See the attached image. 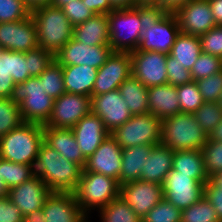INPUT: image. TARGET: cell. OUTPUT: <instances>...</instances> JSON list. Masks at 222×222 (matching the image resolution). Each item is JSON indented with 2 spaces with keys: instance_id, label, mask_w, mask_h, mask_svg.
<instances>
[{
  "instance_id": "obj_16",
  "label": "cell",
  "mask_w": 222,
  "mask_h": 222,
  "mask_svg": "<svg viewBox=\"0 0 222 222\" xmlns=\"http://www.w3.org/2000/svg\"><path fill=\"white\" fill-rule=\"evenodd\" d=\"M91 112L103 121L110 133L132 117L119 89L91 96Z\"/></svg>"
},
{
  "instance_id": "obj_63",
  "label": "cell",
  "mask_w": 222,
  "mask_h": 222,
  "mask_svg": "<svg viewBox=\"0 0 222 222\" xmlns=\"http://www.w3.org/2000/svg\"><path fill=\"white\" fill-rule=\"evenodd\" d=\"M218 104L220 105V107H221V109H222V94L220 95V98H219Z\"/></svg>"
},
{
  "instance_id": "obj_44",
  "label": "cell",
  "mask_w": 222,
  "mask_h": 222,
  "mask_svg": "<svg viewBox=\"0 0 222 222\" xmlns=\"http://www.w3.org/2000/svg\"><path fill=\"white\" fill-rule=\"evenodd\" d=\"M195 82L198 85L204 102L218 103L222 94V70Z\"/></svg>"
},
{
  "instance_id": "obj_17",
  "label": "cell",
  "mask_w": 222,
  "mask_h": 222,
  "mask_svg": "<svg viewBox=\"0 0 222 222\" xmlns=\"http://www.w3.org/2000/svg\"><path fill=\"white\" fill-rule=\"evenodd\" d=\"M0 46L4 50L27 52L38 47L37 30L34 19L0 23Z\"/></svg>"
},
{
  "instance_id": "obj_14",
  "label": "cell",
  "mask_w": 222,
  "mask_h": 222,
  "mask_svg": "<svg viewBox=\"0 0 222 222\" xmlns=\"http://www.w3.org/2000/svg\"><path fill=\"white\" fill-rule=\"evenodd\" d=\"M111 46H88L73 38L63 46L57 54L55 60L61 66L87 65L99 69L111 55Z\"/></svg>"
},
{
  "instance_id": "obj_52",
  "label": "cell",
  "mask_w": 222,
  "mask_h": 222,
  "mask_svg": "<svg viewBox=\"0 0 222 222\" xmlns=\"http://www.w3.org/2000/svg\"><path fill=\"white\" fill-rule=\"evenodd\" d=\"M190 0H160L154 8L156 12L175 13L179 8L185 6Z\"/></svg>"
},
{
  "instance_id": "obj_21",
  "label": "cell",
  "mask_w": 222,
  "mask_h": 222,
  "mask_svg": "<svg viewBox=\"0 0 222 222\" xmlns=\"http://www.w3.org/2000/svg\"><path fill=\"white\" fill-rule=\"evenodd\" d=\"M51 193L50 188L41 179L31 178L9 189L8 198L20 208L23 216H25L42 209Z\"/></svg>"
},
{
  "instance_id": "obj_13",
  "label": "cell",
  "mask_w": 222,
  "mask_h": 222,
  "mask_svg": "<svg viewBox=\"0 0 222 222\" xmlns=\"http://www.w3.org/2000/svg\"><path fill=\"white\" fill-rule=\"evenodd\" d=\"M167 55L156 51H133L132 76L147 88L167 84Z\"/></svg>"
},
{
  "instance_id": "obj_24",
  "label": "cell",
  "mask_w": 222,
  "mask_h": 222,
  "mask_svg": "<svg viewBox=\"0 0 222 222\" xmlns=\"http://www.w3.org/2000/svg\"><path fill=\"white\" fill-rule=\"evenodd\" d=\"M44 142L67 160L84 168L86 158L77 145L72 129L44 127Z\"/></svg>"
},
{
  "instance_id": "obj_5",
  "label": "cell",
  "mask_w": 222,
  "mask_h": 222,
  "mask_svg": "<svg viewBox=\"0 0 222 222\" xmlns=\"http://www.w3.org/2000/svg\"><path fill=\"white\" fill-rule=\"evenodd\" d=\"M208 138L193 114L179 112L162 119L161 143L173 151L202 150Z\"/></svg>"
},
{
  "instance_id": "obj_39",
  "label": "cell",
  "mask_w": 222,
  "mask_h": 222,
  "mask_svg": "<svg viewBox=\"0 0 222 222\" xmlns=\"http://www.w3.org/2000/svg\"><path fill=\"white\" fill-rule=\"evenodd\" d=\"M200 127L209 135L222 121V109L218 103L204 102L193 113Z\"/></svg>"
},
{
  "instance_id": "obj_34",
  "label": "cell",
  "mask_w": 222,
  "mask_h": 222,
  "mask_svg": "<svg viewBox=\"0 0 222 222\" xmlns=\"http://www.w3.org/2000/svg\"><path fill=\"white\" fill-rule=\"evenodd\" d=\"M38 78L43 84L44 93L54 100L66 92L63 81V69L56 60Z\"/></svg>"
},
{
  "instance_id": "obj_38",
  "label": "cell",
  "mask_w": 222,
  "mask_h": 222,
  "mask_svg": "<svg viewBox=\"0 0 222 222\" xmlns=\"http://www.w3.org/2000/svg\"><path fill=\"white\" fill-rule=\"evenodd\" d=\"M0 168L2 179L9 189L32 178L29 166L25 164L14 163L0 158Z\"/></svg>"
},
{
  "instance_id": "obj_26",
  "label": "cell",
  "mask_w": 222,
  "mask_h": 222,
  "mask_svg": "<svg viewBox=\"0 0 222 222\" xmlns=\"http://www.w3.org/2000/svg\"><path fill=\"white\" fill-rule=\"evenodd\" d=\"M73 39L88 46H110L108 14H94L73 28Z\"/></svg>"
},
{
  "instance_id": "obj_31",
  "label": "cell",
  "mask_w": 222,
  "mask_h": 222,
  "mask_svg": "<svg viewBox=\"0 0 222 222\" xmlns=\"http://www.w3.org/2000/svg\"><path fill=\"white\" fill-rule=\"evenodd\" d=\"M201 52V44L198 36L180 32L172 46L170 55L178 63L184 65V68L191 70Z\"/></svg>"
},
{
  "instance_id": "obj_59",
  "label": "cell",
  "mask_w": 222,
  "mask_h": 222,
  "mask_svg": "<svg viewBox=\"0 0 222 222\" xmlns=\"http://www.w3.org/2000/svg\"><path fill=\"white\" fill-rule=\"evenodd\" d=\"M159 2L160 0H136V6H148L155 8Z\"/></svg>"
},
{
  "instance_id": "obj_47",
  "label": "cell",
  "mask_w": 222,
  "mask_h": 222,
  "mask_svg": "<svg viewBox=\"0 0 222 222\" xmlns=\"http://www.w3.org/2000/svg\"><path fill=\"white\" fill-rule=\"evenodd\" d=\"M167 84L175 87L192 82L190 70L184 68V65L178 63L170 54L167 55Z\"/></svg>"
},
{
  "instance_id": "obj_50",
  "label": "cell",
  "mask_w": 222,
  "mask_h": 222,
  "mask_svg": "<svg viewBox=\"0 0 222 222\" xmlns=\"http://www.w3.org/2000/svg\"><path fill=\"white\" fill-rule=\"evenodd\" d=\"M204 197L213 206L220 222H222V188L209 179L204 185Z\"/></svg>"
},
{
  "instance_id": "obj_28",
  "label": "cell",
  "mask_w": 222,
  "mask_h": 222,
  "mask_svg": "<svg viewBox=\"0 0 222 222\" xmlns=\"http://www.w3.org/2000/svg\"><path fill=\"white\" fill-rule=\"evenodd\" d=\"M152 145H139L122 149V164L119 185L140 180V170L144 168L145 157H148Z\"/></svg>"
},
{
  "instance_id": "obj_22",
  "label": "cell",
  "mask_w": 222,
  "mask_h": 222,
  "mask_svg": "<svg viewBox=\"0 0 222 222\" xmlns=\"http://www.w3.org/2000/svg\"><path fill=\"white\" fill-rule=\"evenodd\" d=\"M72 131L77 145L86 159L110 135L103 121L92 112L80 119L72 128Z\"/></svg>"
},
{
  "instance_id": "obj_10",
  "label": "cell",
  "mask_w": 222,
  "mask_h": 222,
  "mask_svg": "<svg viewBox=\"0 0 222 222\" xmlns=\"http://www.w3.org/2000/svg\"><path fill=\"white\" fill-rule=\"evenodd\" d=\"M90 112L91 97L65 92L54 100L50 117L43 127L72 129Z\"/></svg>"
},
{
  "instance_id": "obj_51",
  "label": "cell",
  "mask_w": 222,
  "mask_h": 222,
  "mask_svg": "<svg viewBox=\"0 0 222 222\" xmlns=\"http://www.w3.org/2000/svg\"><path fill=\"white\" fill-rule=\"evenodd\" d=\"M83 4L87 5L95 14H109L115 8L110 3V0H82Z\"/></svg>"
},
{
  "instance_id": "obj_25",
  "label": "cell",
  "mask_w": 222,
  "mask_h": 222,
  "mask_svg": "<svg viewBox=\"0 0 222 222\" xmlns=\"http://www.w3.org/2000/svg\"><path fill=\"white\" fill-rule=\"evenodd\" d=\"M147 89L149 113L157 118L165 119L180 112L177 87L163 84Z\"/></svg>"
},
{
  "instance_id": "obj_29",
  "label": "cell",
  "mask_w": 222,
  "mask_h": 222,
  "mask_svg": "<svg viewBox=\"0 0 222 222\" xmlns=\"http://www.w3.org/2000/svg\"><path fill=\"white\" fill-rule=\"evenodd\" d=\"M172 169L179 174L192 175L203 184L210 179L205 171L201 150L174 151Z\"/></svg>"
},
{
  "instance_id": "obj_43",
  "label": "cell",
  "mask_w": 222,
  "mask_h": 222,
  "mask_svg": "<svg viewBox=\"0 0 222 222\" xmlns=\"http://www.w3.org/2000/svg\"><path fill=\"white\" fill-rule=\"evenodd\" d=\"M55 60V55L41 47H36L26 52L28 61V74L30 77H38Z\"/></svg>"
},
{
  "instance_id": "obj_6",
  "label": "cell",
  "mask_w": 222,
  "mask_h": 222,
  "mask_svg": "<svg viewBox=\"0 0 222 222\" xmlns=\"http://www.w3.org/2000/svg\"><path fill=\"white\" fill-rule=\"evenodd\" d=\"M76 202L90 217L92 210L98 212L113 199L120 196L118 180L96 172L82 171L81 178L73 192Z\"/></svg>"
},
{
  "instance_id": "obj_48",
  "label": "cell",
  "mask_w": 222,
  "mask_h": 222,
  "mask_svg": "<svg viewBox=\"0 0 222 222\" xmlns=\"http://www.w3.org/2000/svg\"><path fill=\"white\" fill-rule=\"evenodd\" d=\"M62 10L73 26L85 22L95 14L82 0H72L63 6Z\"/></svg>"
},
{
  "instance_id": "obj_46",
  "label": "cell",
  "mask_w": 222,
  "mask_h": 222,
  "mask_svg": "<svg viewBox=\"0 0 222 222\" xmlns=\"http://www.w3.org/2000/svg\"><path fill=\"white\" fill-rule=\"evenodd\" d=\"M201 51L222 59V26L216 25L199 36Z\"/></svg>"
},
{
  "instance_id": "obj_9",
  "label": "cell",
  "mask_w": 222,
  "mask_h": 222,
  "mask_svg": "<svg viewBox=\"0 0 222 222\" xmlns=\"http://www.w3.org/2000/svg\"><path fill=\"white\" fill-rule=\"evenodd\" d=\"M122 149L161 143L162 119L151 113L132 115L123 125L110 133Z\"/></svg>"
},
{
  "instance_id": "obj_57",
  "label": "cell",
  "mask_w": 222,
  "mask_h": 222,
  "mask_svg": "<svg viewBox=\"0 0 222 222\" xmlns=\"http://www.w3.org/2000/svg\"><path fill=\"white\" fill-rule=\"evenodd\" d=\"M110 3L114 8H127L136 6V0H110Z\"/></svg>"
},
{
  "instance_id": "obj_18",
  "label": "cell",
  "mask_w": 222,
  "mask_h": 222,
  "mask_svg": "<svg viewBox=\"0 0 222 222\" xmlns=\"http://www.w3.org/2000/svg\"><path fill=\"white\" fill-rule=\"evenodd\" d=\"M180 32L201 36L216 26L208 0H190L175 13Z\"/></svg>"
},
{
  "instance_id": "obj_27",
  "label": "cell",
  "mask_w": 222,
  "mask_h": 222,
  "mask_svg": "<svg viewBox=\"0 0 222 222\" xmlns=\"http://www.w3.org/2000/svg\"><path fill=\"white\" fill-rule=\"evenodd\" d=\"M67 93L92 96L98 69L87 65L62 66Z\"/></svg>"
},
{
  "instance_id": "obj_30",
  "label": "cell",
  "mask_w": 222,
  "mask_h": 222,
  "mask_svg": "<svg viewBox=\"0 0 222 222\" xmlns=\"http://www.w3.org/2000/svg\"><path fill=\"white\" fill-rule=\"evenodd\" d=\"M119 92L132 115L149 113L148 89L134 76L119 86Z\"/></svg>"
},
{
  "instance_id": "obj_36",
  "label": "cell",
  "mask_w": 222,
  "mask_h": 222,
  "mask_svg": "<svg viewBox=\"0 0 222 222\" xmlns=\"http://www.w3.org/2000/svg\"><path fill=\"white\" fill-rule=\"evenodd\" d=\"M22 123L20 105L10 98H0V138Z\"/></svg>"
},
{
  "instance_id": "obj_8",
  "label": "cell",
  "mask_w": 222,
  "mask_h": 222,
  "mask_svg": "<svg viewBox=\"0 0 222 222\" xmlns=\"http://www.w3.org/2000/svg\"><path fill=\"white\" fill-rule=\"evenodd\" d=\"M180 33L174 13L154 11L147 19L135 51H156L170 54L176 37Z\"/></svg>"
},
{
  "instance_id": "obj_56",
  "label": "cell",
  "mask_w": 222,
  "mask_h": 222,
  "mask_svg": "<svg viewBox=\"0 0 222 222\" xmlns=\"http://www.w3.org/2000/svg\"><path fill=\"white\" fill-rule=\"evenodd\" d=\"M24 222H43V211L42 209L33 211L24 216Z\"/></svg>"
},
{
  "instance_id": "obj_62",
  "label": "cell",
  "mask_w": 222,
  "mask_h": 222,
  "mask_svg": "<svg viewBox=\"0 0 222 222\" xmlns=\"http://www.w3.org/2000/svg\"><path fill=\"white\" fill-rule=\"evenodd\" d=\"M72 0H53L51 5L58 7V8H62L63 6H65L67 3H70Z\"/></svg>"
},
{
  "instance_id": "obj_54",
  "label": "cell",
  "mask_w": 222,
  "mask_h": 222,
  "mask_svg": "<svg viewBox=\"0 0 222 222\" xmlns=\"http://www.w3.org/2000/svg\"><path fill=\"white\" fill-rule=\"evenodd\" d=\"M216 25L222 26V0H208Z\"/></svg>"
},
{
  "instance_id": "obj_61",
  "label": "cell",
  "mask_w": 222,
  "mask_h": 222,
  "mask_svg": "<svg viewBox=\"0 0 222 222\" xmlns=\"http://www.w3.org/2000/svg\"><path fill=\"white\" fill-rule=\"evenodd\" d=\"M210 179L219 187L222 188V171H219L212 175Z\"/></svg>"
},
{
  "instance_id": "obj_49",
  "label": "cell",
  "mask_w": 222,
  "mask_h": 222,
  "mask_svg": "<svg viewBox=\"0 0 222 222\" xmlns=\"http://www.w3.org/2000/svg\"><path fill=\"white\" fill-rule=\"evenodd\" d=\"M0 222H24L20 208L8 197H0Z\"/></svg>"
},
{
  "instance_id": "obj_37",
  "label": "cell",
  "mask_w": 222,
  "mask_h": 222,
  "mask_svg": "<svg viewBox=\"0 0 222 222\" xmlns=\"http://www.w3.org/2000/svg\"><path fill=\"white\" fill-rule=\"evenodd\" d=\"M177 95L180 103V112L193 114L204 103L195 81L177 86Z\"/></svg>"
},
{
  "instance_id": "obj_33",
  "label": "cell",
  "mask_w": 222,
  "mask_h": 222,
  "mask_svg": "<svg viewBox=\"0 0 222 222\" xmlns=\"http://www.w3.org/2000/svg\"><path fill=\"white\" fill-rule=\"evenodd\" d=\"M98 213L100 222H142L121 196L113 199Z\"/></svg>"
},
{
  "instance_id": "obj_60",
  "label": "cell",
  "mask_w": 222,
  "mask_h": 222,
  "mask_svg": "<svg viewBox=\"0 0 222 222\" xmlns=\"http://www.w3.org/2000/svg\"><path fill=\"white\" fill-rule=\"evenodd\" d=\"M9 188L5 181L2 179V173L0 168V197H8Z\"/></svg>"
},
{
  "instance_id": "obj_40",
  "label": "cell",
  "mask_w": 222,
  "mask_h": 222,
  "mask_svg": "<svg viewBox=\"0 0 222 222\" xmlns=\"http://www.w3.org/2000/svg\"><path fill=\"white\" fill-rule=\"evenodd\" d=\"M180 208L163 198L142 219V222H181Z\"/></svg>"
},
{
  "instance_id": "obj_45",
  "label": "cell",
  "mask_w": 222,
  "mask_h": 222,
  "mask_svg": "<svg viewBox=\"0 0 222 222\" xmlns=\"http://www.w3.org/2000/svg\"><path fill=\"white\" fill-rule=\"evenodd\" d=\"M30 15L23 0H0V23L20 21Z\"/></svg>"
},
{
  "instance_id": "obj_3",
  "label": "cell",
  "mask_w": 222,
  "mask_h": 222,
  "mask_svg": "<svg viewBox=\"0 0 222 222\" xmlns=\"http://www.w3.org/2000/svg\"><path fill=\"white\" fill-rule=\"evenodd\" d=\"M34 19L38 45L54 55L73 38L74 26L62 8L46 5L31 12Z\"/></svg>"
},
{
  "instance_id": "obj_35",
  "label": "cell",
  "mask_w": 222,
  "mask_h": 222,
  "mask_svg": "<svg viewBox=\"0 0 222 222\" xmlns=\"http://www.w3.org/2000/svg\"><path fill=\"white\" fill-rule=\"evenodd\" d=\"M181 222H220L217 213L203 196L181 212Z\"/></svg>"
},
{
  "instance_id": "obj_20",
  "label": "cell",
  "mask_w": 222,
  "mask_h": 222,
  "mask_svg": "<svg viewBox=\"0 0 222 222\" xmlns=\"http://www.w3.org/2000/svg\"><path fill=\"white\" fill-rule=\"evenodd\" d=\"M43 211V222H90L76 202L73 193L52 192L46 199Z\"/></svg>"
},
{
  "instance_id": "obj_19",
  "label": "cell",
  "mask_w": 222,
  "mask_h": 222,
  "mask_svg": "<svg viewBox=\"0 0 222 222\" xmlns=\"http://www.w3.org/2000/svg\"><path fill=\"white\" fill-rule=\"evenodd\" d=\"M121 164L122 148L110 134L95 152L86 159L83 171L110 176L119 182Z\"/></svg>"
},
{
  "instance_id": "obj_55",
  "label": "cell",
  "mask_w": 222,
  "mask_h": 222,
  "mask_svg": "<svg viewBox=\"0 0 222 222\" xmlns=\"http://www.w3.org/2000/svg\"><path fill=\"white\" fill-rule=\"evenodd\" d=\"M52 1L53 0H23L24 4L31 12L37 8L51 5Z\"/></svg>"
},
{
  "instance_id": "obj_23",
  "label": "cell",
  "mask_w": 222,
  "mask_h": 222,
  "mask_svg": "<svg viewBox=\"0 0 222 222\" xmlns=\"http://www.w3.org/2000/svg\"><path fill=\"white\" fill-rule=\"evenodd\" d=\"M173 156L174 151L167 145H153L150 154L145 157L144 168L140 170V180L162 185L172 169Z\"/></svg>"
},
{
  "instance_id": "obj_41",
  "label": "cell",
  "mask_w": 222,
  "mask_h": 222,
  "mask_svg": "<svg viewBox=\"0 0 222 222\" xmlns=\"http://www.w3.org/2000/svg\"><path fill=\"white\" fill-rule=\"evenodd\" d=\"M222 70V59L210 55L205 52H201L198 59L192 66L191 77L193 81L206 78L212 74L218 73Z\"/></svg>"
},
{
  "instance_id": "obj_58",
  "label": "cell",
  "mask_w": 222,
  "mask_h": 222,
  "mask_svg": "<svg viewBox=\"0 0 222 222\" xmlns=\"http://www.w3.org/2000/svg\"><path fill=\"white\" fill-rule=\"evenodd\" d=\"M209 139L214 141H222V121L209 134Z\"/></svg>"
},
{
  "instance_id": "obj_11",
  "label": "cell",
  "mask_w": 222,
  "mask_h": 222,
  "mask_svg": "<svg viewBox=\"0 0 222 222\" xmlns=\"http://www.w3.org/2000/svg\"><path fill=\"white\" fill-rule=\"evenodd\" d=\"M204 185L192 175L179 174L174 169L162 184L164 198L181 210L188 208L204 196Z\"/></svg>"
},
{
  "instance_id": "obj_32",
  "label": "cell",
  "mask_w": 222,
  "mask_h": 222,
  "mask_svg": "<svg viewBox=\"0 0 222 222\" xmlns=\"http://www.w3.org/2000/svg\"><path fill=\"white\" fill-rule=\"evenodd\" d=\"M0 72L12 76L15 84L25 82L30 78L26 52L4 50L0 56Z\"/></svg>"
},
{
  "instance_id": "obj_2",
  "label": "cell",
  "mask_w": 222,
  "mask_h": 222,
  "mask_svg": "<svg viewBox=\"0 0 222 222\" xmlns=\"http://www.w3.org/2000/svg\"><path fill=\"white\" fill-rule=\"evenodd\" d=\"M148 6L115 8L108 14L109 45L114 52L135 51L145 22L154 12Z\"/></svg>"
},
{
  "instance_id": "obj_64",
  "label": "cell",
  "mask_w": 222,
  "mask_h": 222,
  "mask_svg": "<svg viewBox=\"0 0 222 222\" xmlns=\"http://www.w3.org/2000/svg\"><path fill=\"white\" fill-rule=\"evenodd\" d=\"M3 51H4V49L0 46V56H1Z\"/></svg>"
},
{
  "instance_id": "obj_42",
  "label": "cell",
  "mask_w": 222,
  "mask_h": 222,
  "mask_svg": "<svg viewBox=\"0 0 222 222\" xmlns=\"http://www.w3.org/2000/svg\"><path fill=\"white\" fill-rule=\"evenodd\" d=\"M205 171L209 178L222 171V141H214L208 138L202 150Z\"/></svg>"
},
{
  "instance_id": "obj_53",
  "label": "cell",
  "mask_w": 222,
  "mask_h": 222,
  "mask_svg": "<svg viewBox=\"0 0 222 222\" xmlns=\"http://www.w3.org/2000/svg\"><path fill=\"white\" fill-rule=\"evenodd\" d=\"M14 85L15 82L13 81L12 76L0 72V98H10Z\"/></svg>"
},
{
  "instance_id": "obj_12",
  "label": "cell",
  "mask_w": 222,
  "mask_h": 222,
  "mask_svg": "<svg viewBox=\"0 0 222 222\" xmlns=\"http://www.w3.org/2000/svg\"><path fill=\"white\" fill-rule=\"evenodd\" d=\"M132 76V60L128 52H112L107 61L98 69L92 96L116 89Z\"/></svg>"
},
{
  "instance_id": "obj_7",
  "label": "cell",
  "mask_w": 222,
  "mask_h": 222,
  "mask_svg": "<svg viewBox=\"0 0 222 222\" xmlns=\"http://www.w3.org/2000/svg\"><path fill=\"white\" fill-rule=\"evenodd\" d=\"M10 99L20 105L23 122L44 125L52 112L54 99L44 93L38 77H30L13 87Z\"/></svg>"
},
{
  "instance_id": "obj_15",
  "label": "cell",
  "mask_w": 222,
  "mask_h": 222,
  "mask_svg": "<svg viewBox=\"0 0 222 222\" xmlns=\"http://www.w3.org/2000/svg\"><path fill=\"white\" fill-rule=\"evenodd\" d=\"M120 196L143 219L164 198V192L161 184L135 180L120 186Z\"/></svg>"
},
{
  "instance_id": "obj_1",
  "label": "cell",
  "mask_w": 222,
  "mask_h": 222,
  "mask_svg": "<svg viewBox=\"0 0 222 222\" xmlns=\"http://www.w3.org/2000/svg\"><path fill=\"white\" fill-rule=\"evenodd\" d=\"M32 178L41 179L52 192L73 193L83 168L61 156L44 141L29 164Z\"/></svg>"
},
{
  "instance_id": "obj_4",
  "label": "cell",
  "mask_w": 222,
  "mask_h": 222,
  "mask_svg": "<svg viewBox=\"0 0 222 222\" xmlns=\"http://www.w3.org/2000/svg\"><path fill=\"white\" fill-rule=\"evenodd\" d=\"M43 141V125L23 122L0 138V158L28 165L38 155Z\"/></svg>"
}]
</instances>
